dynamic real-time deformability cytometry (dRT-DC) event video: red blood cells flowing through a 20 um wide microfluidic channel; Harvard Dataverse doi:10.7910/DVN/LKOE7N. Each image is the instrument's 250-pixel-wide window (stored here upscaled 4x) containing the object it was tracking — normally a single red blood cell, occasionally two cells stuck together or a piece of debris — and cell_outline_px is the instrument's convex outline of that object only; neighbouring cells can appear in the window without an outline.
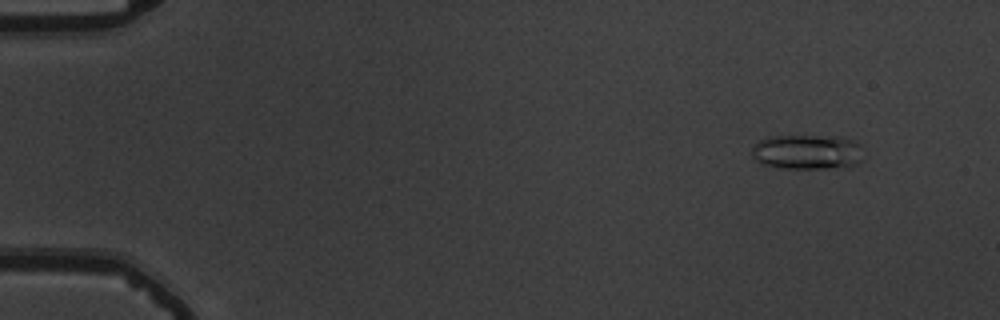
{"species": "common noctule bat (a hibernating species)", "species_latin": "Nyctalus noctula", "temperature_condition": "warm", "stored_images_in_passage": 55, "camera_frame_rate_fps": 3000, "um_per_image_px": 0.085, "animal": {"sex": "male", "body_mass_g": 19.5, "forearm_length_mm": 54.6}, "frame": {"image": 1, "passage_image": 6, "time_ms": 1.667, "image_size_px": [1000, 320], "cell_outline_px": [[864, 160], [848, 168], [784, 168], [760, 164], [752, 156], [752, 144], [768, 136], [836, 136], [852, 140], [860, 144]], "centroid_in_image_um": [68.63, 12.92], "position_along_channel_um": 16.4, "area_um2": 23.12}}
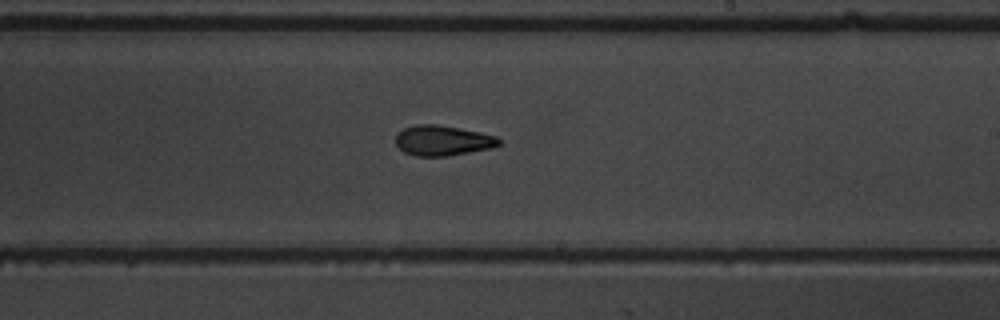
{"frame": {"image": 2, "passage_image": 34, "time_ms": 11.0, "image_size_px": [1000, 320], "cell_outline_px": [[500, 144], [492, 148], [448, 156], [416, 156], [404, 152], [396, 144], [396, 136], [404, 128], [416, 124], [436, 124], [460, 128], [480, 132], [496, 136], [500, 140]], "centroid_in_image_um": [37.64, 11.94], "position_along_channel_um": 251.4, "area_um2": 18.15}}
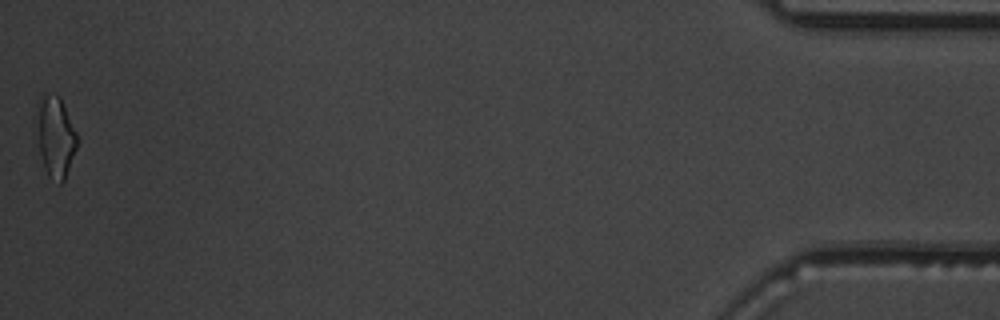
{"frame": {"image": 3, "passage_image": 55, "time_ms": 18.0, "image_size_px": [1000, 320], "cell_outline_px": [[76, 148], [64, 180], [60, 184], [48, 176], [44, 168], [32, 132], [32, 116], [40, 92], [48, 92], [60, 96], [76, 132]], "centroid_in_image_um": [4.57, 11.5], "position_along_channel_um": 430.6, "area_um2": 20.4}, "authors_computed_cell_mechanics": {"area_um2": 18.6116, "velocity_mm_per_s": 3.8189, "shape_relaxation_time_tau1_ms": 5.5133, "shape_relaxation_time_tau2_ms": 3.1575, "deformation_change_tau1": 0.1695, "deformation_change_tau2": 0.124}}